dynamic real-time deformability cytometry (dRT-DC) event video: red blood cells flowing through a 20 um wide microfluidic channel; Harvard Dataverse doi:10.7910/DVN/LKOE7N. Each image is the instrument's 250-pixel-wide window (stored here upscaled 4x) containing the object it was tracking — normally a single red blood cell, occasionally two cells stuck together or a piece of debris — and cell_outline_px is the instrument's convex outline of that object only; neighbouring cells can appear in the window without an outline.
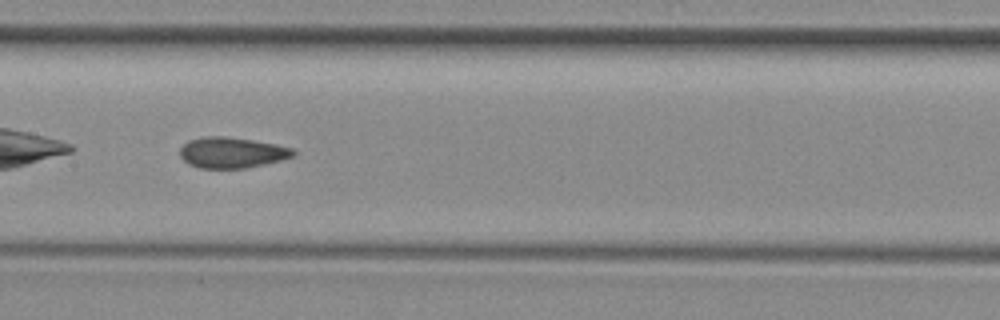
{"species": "common noctule bat (a hibernating species)", "species_latin": "Nyctalus noctula", "temperature_condition": "room temperature", "stored_images_in_passage": 32, "camera_frame_rate_fps": 3000, "um_per_image_px": 0.085, "animal": {"sex": "female", "body_mass_g": 29.2, "forearm_length_mm": 56.3}, "frame": {"image": 1, "passage_image": 10, "time_ms": 3.0, "image_size_px": [1000, 320], "cell_outline_px": [[296, 156], [264, 164], [244, 168], [200, 168], [188, 164], [180, 156], [180, 148], [188, 140], [204, 136], [224, 136], [252, 140], [276, 144], [292, 148], [296, 152]], "centroid_in_image_um": [19.7, 12.96], "position_along_channel_um": 187.7, "area_um2": 20.35}}
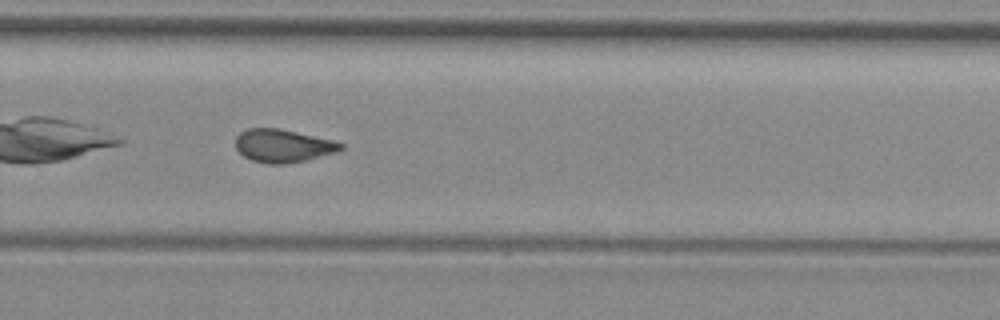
{"frame": {"image": 2, "passage_image": 19, "time_ms": 6.0, "image_size_px": [1000, 320], "cell_outline_px": [[344, 148], [336, 152], [304, 160], [284, 164], [268, 164], [252, 160], [244, 156], [236, 148], [236, 136], [240, 132], [248, 128], [280, 128], [332, 140], [344, 144]], "centroid_in_image_um": [24.03, 12.38], "position_along_channel_um": 305.8, "area_um2": 20.11}, "authors_computed_cell_mechanics": {"area_um2": 20.3745, "velocity_mm_per_s": 3.9518, "shape_relaxation_time_tau1_ms": null, "shape_relaxation_time_tau2_ms": 1.5581, "deformation_change_tau1": null, "deformation_change_tau2": 0.0734}}